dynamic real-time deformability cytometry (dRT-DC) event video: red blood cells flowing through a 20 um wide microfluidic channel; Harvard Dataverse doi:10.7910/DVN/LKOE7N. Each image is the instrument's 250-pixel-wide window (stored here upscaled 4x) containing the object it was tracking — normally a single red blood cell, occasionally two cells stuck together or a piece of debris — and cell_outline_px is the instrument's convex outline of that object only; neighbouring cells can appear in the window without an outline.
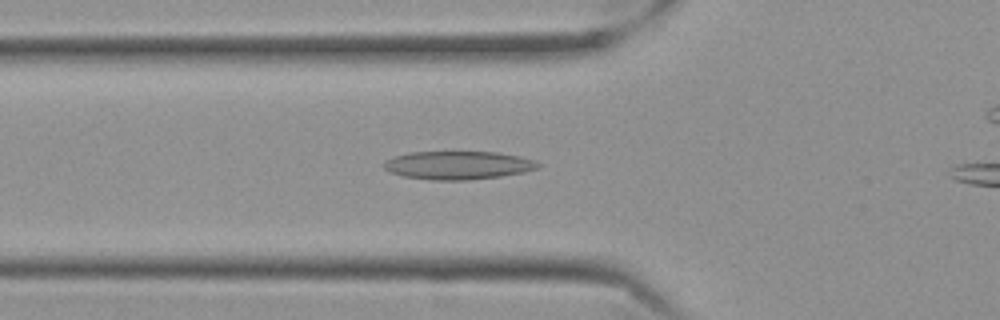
{"species": "Egyptian fruit bat (a non-hibernating species)", "species_latin": "Rousettus aegyptiacus", "temperature_condition": "cold", "stored_images_in_passage": 44, "camera_frame_rate_fps": 3000, "um_per_image_px": 0.085, "frame": {"image": 1, "passage_image": 13, "time_ms": 4.0, "image_size_px": [1000, 320], "cell_outline_px": [[540, 168], [524, 172], [500, 176], [464, 180], [432, 180], [404, 176], [392, 172], [384, 168], [380, 164], [384, 160], [392, 156], [408, 152], [500, 152], [520, 156], [536, 160], [540, 164]], "centroid_in_image_um": [38.93, 14.03], "position_along_channel_um": 86.9, "area_um2": 25.61}}
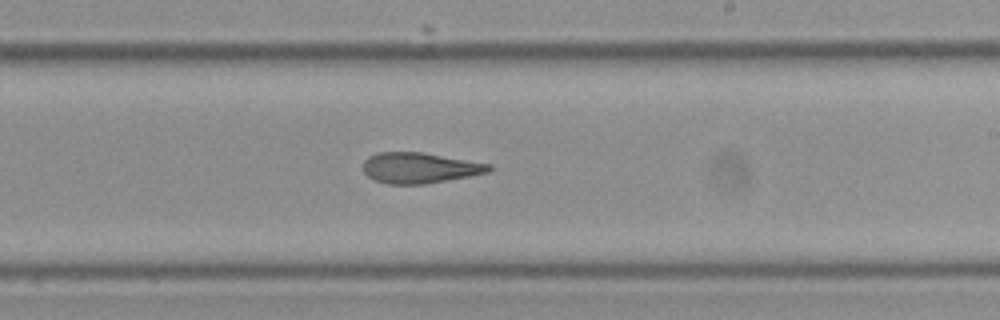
{"frame": {"image": 2, "passage_image": 27, "time_ms": 8.667, "image_size_px": [1000, 320], "cell_outline_px": [[492, 168], [488, 172], [468, 176], [424, 184], [388, 184], [376, 180], [368, 176], [364, 172], [364, 160], [368, 156], [376, 152], [420, 152], [492, 164]], "centroid_in_image_um": [35.65, 14.26], "position_along_channel_um": 253.4, "area_um2": 22.25}}
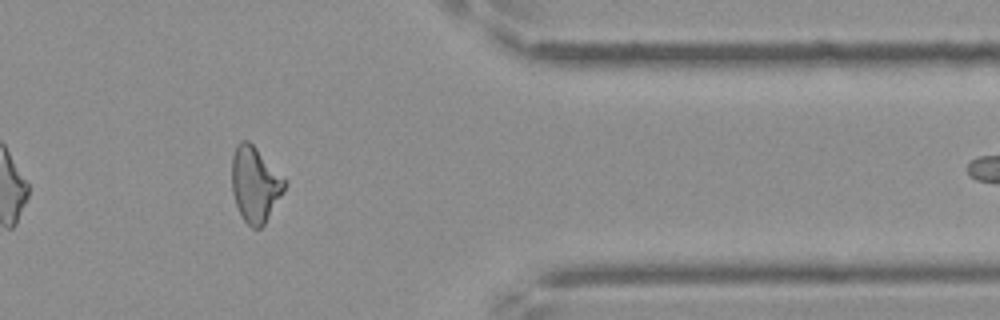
{"frame": {"image": 3, "passage_image": 40, "time_ms": 13.0, "image_size_px": [1000, 320], "cell_outline_px": [[288, 184], [284, 192], [264, 224], [260, 228], [252, 228], [244, 220], [236, 204], [232, 192], [232, 156], [236, 144], [240, 140], [248, 140], [288, 180]], "centroid_in_image_um": [21.7, 15.65], "position_along_channel_um": 389.7, "area_um2": 23.35}, "authors_computed_cell_mechanics": {"area_um2": 23.409, "velocity_mm_per_s": 3.5434, "shape_relaxation_time_tau1_ms": null, "shape_relaxation_time_tau2_ms": 4.4187, "deformation_change_tau1": null, "deformation_change_tau2": 0.1486}}